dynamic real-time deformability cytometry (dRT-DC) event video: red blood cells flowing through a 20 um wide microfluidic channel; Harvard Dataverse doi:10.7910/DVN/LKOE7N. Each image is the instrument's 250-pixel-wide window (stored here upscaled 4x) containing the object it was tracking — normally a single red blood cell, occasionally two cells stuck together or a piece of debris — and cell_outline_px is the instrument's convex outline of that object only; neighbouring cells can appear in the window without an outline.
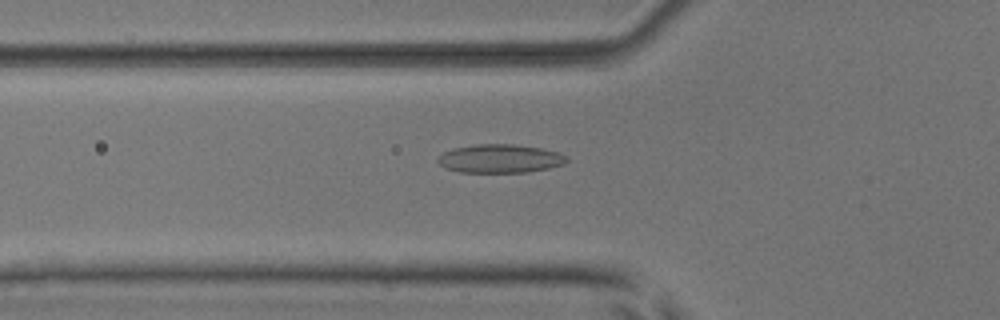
{"species": "common noctule bat (a hibernating species)", "species_latin": "Nyctalus noctula", "temperature_condition": "room temperature", "stored_images_in_passage": 53, "camera_frame_rate_fps": 3000, "um_per_image_px": 0.085, "animal": {"sex": "male", "body_mass_g": 17.9, "forearm_length_mm": 54.2}, "frame": {"image": 1, "passage_image": 19, "time_ms": 6.0, "image_size_px": [1000, 320], "cell_outline_px": [[568, 160], [564, 164], [548, 168], [528, 172], [460, 172], [444, 168], [436, 160], [444, 152], [452, 148], [476, 144], [512, 144], [540, 148], [560, 152], [568, 156]], "centroid_in_image_um": [42.51, 13.48], "position_along_channel_um": 83.3, "area_um2": 21.5}}
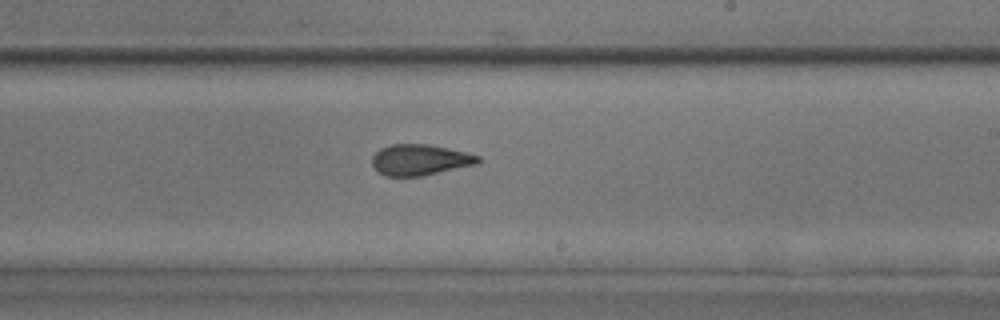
{"frame": {"image": 2, "passage_image": 32, "time_ms": 10.333, "image_size_px": [1000, 320], "cell_outline_px": [[480, 160], [476, 164], [424, 176], [384, 176], [372, 164], [372, 156], [380, 148], [392, 144], [428, 144], [464, 152], [480, 156]], "centroid_in_image_um": [35.68, 13.59], "position_along_channel_um": 253.3, "area_um2": 18.96}}
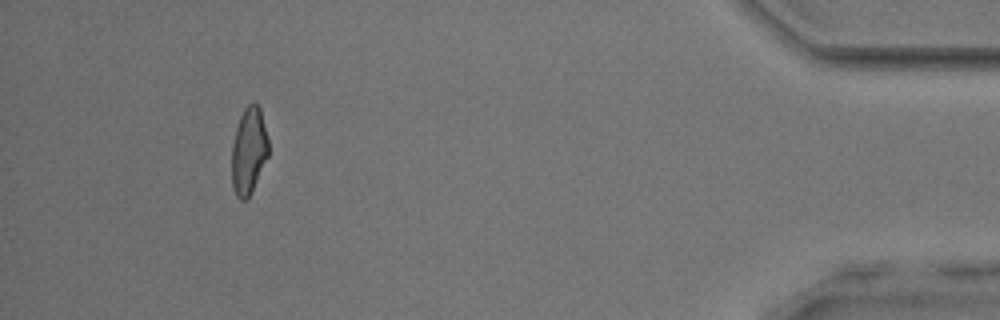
{"frame": {"image": 3, "passage_image": 49, "time_ms": 16.0, "image_size_px": [1000, 320], "cell_outline_px": [[268, 156], [252, 192], [248, 200], [240, 200], [236, 196], [232, 184], [232, 144], [236, 128], [240, 116], [244, 108], [248, 104], [256, 104], [260, 108], [268, 140]], "centroid_in_image_um": [21.14, 12.86], "position_along_channel_um": 414.1, "area_um2": 18.55}, "authors_computed_cell_mechanics": {"area_um2": 19.8832, "velocity_mm_per_s": 3.9277, "shape_relaxation_time_tau1_ms": 5.9853, "shape_relaxation_time_tau2_ms": 1.9625, "deformation_change_tau1": 0.1605, "deformation_change_tau2": 0.0858}}